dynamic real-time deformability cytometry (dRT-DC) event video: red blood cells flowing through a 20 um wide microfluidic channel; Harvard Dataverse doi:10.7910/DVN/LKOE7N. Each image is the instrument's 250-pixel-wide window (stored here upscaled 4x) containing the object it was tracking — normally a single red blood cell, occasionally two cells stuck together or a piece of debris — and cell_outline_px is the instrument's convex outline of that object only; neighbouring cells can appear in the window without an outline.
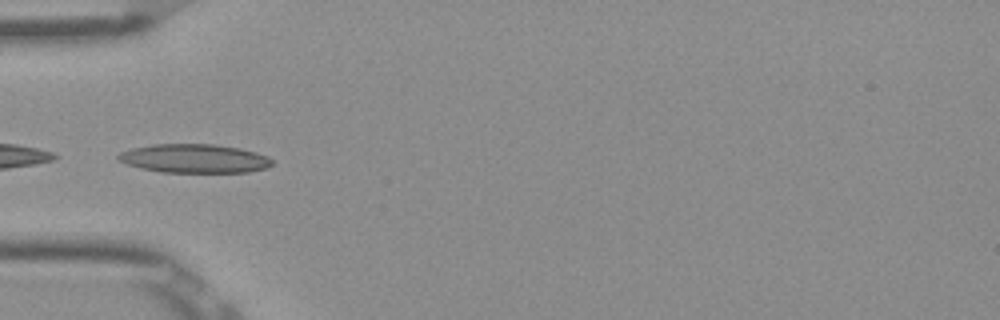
{"species": "Egyptian fruit bat (a non-hibernating species)", "species_latin": "Rousettus aegyptiacus", "temperature_condition": "room temperature", "stored_images_in_passage": 40, "camera_frame_rate_fps": 3000, "um_per_image_px": 0.085, "frame": {"image": 1, "passage_image": 17, "time_ms": 5.333, "image_size_px": [1000, 320], "cell_outline_px": [[272, 164], [264, 168], [248, 172], [160, 172], [140, 168], [116, 160], [116, 156], [120, 152], [132, 148], [152, 144], [212, 144], [240, 148], [256, 152], [268, 156], [272, 160]], "centroid_in_image_um": [16.48, 13.47], "position_along_channel_um": 68.5, "area_um2": 25.84}}
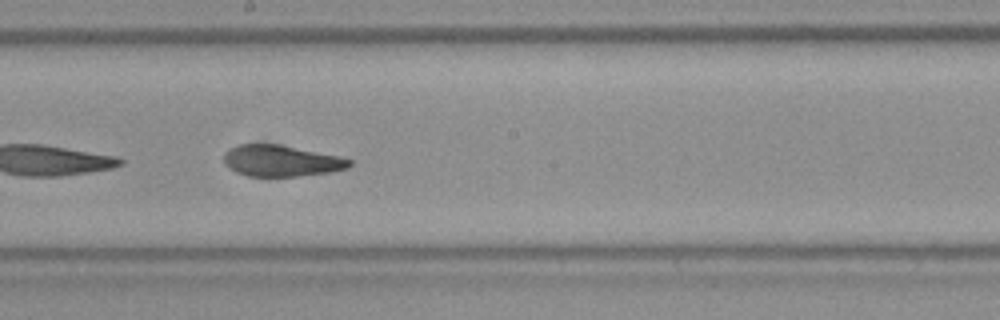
{"frame": {"image": 2, "passage_image": 29, "time_ms": 9.333, "image_size_px": [1000, 320], "cell_outline_px": [[352, 164], [348, 168], [332, 172], [300, 176], [248, 176], [236, 172], [228, 168], [224, 164], [224, 152], [228, 148], [240, 144], [280, 144], [340, 156], [352, 160]], "centroid_in_image_um": [23.9, 13.67], "position_along_channel_um": 224.3, "area_um2": 23.18}}
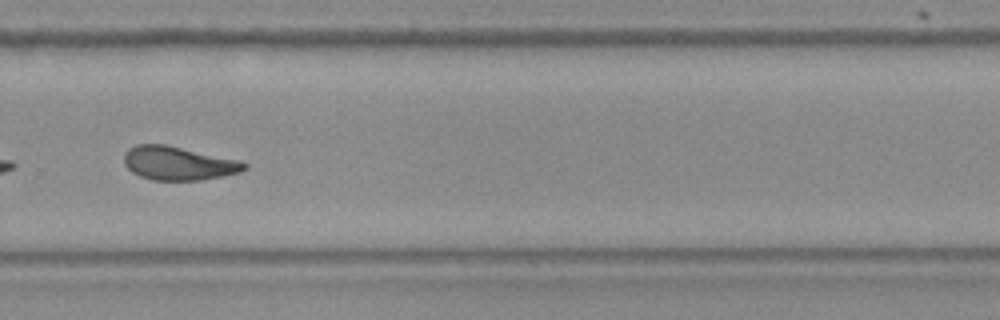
{"frame": {"image": 3, "passage_image": 36, "time_ms": 11.667, "image_size_px": [1000, 320], "cell_outline_px": [[248, 168], [240, 172], [200, 180], [152, 180], [140, 176], [132, 172], [124, 164], [124, 152], [128, 148], [136, 144], [164, 144], [240, 160], [248, 164]], "centroid_in_image_um": [15.14, 13.87], "position_along_channel_um": 314.7, "area_um2": 23.58}, "authors_computed_cell_mechanics": {"area_um2": 24.3916, "velocity_mm_per_s": 3.8907, "shape_relaxation_time_tau1_ms": 6.5506, "shape_relaxation_time_tau2_ms": 4.354, "deformation_change_tau1": 0.1723, "deformation_change_tau2": 0.1287}}